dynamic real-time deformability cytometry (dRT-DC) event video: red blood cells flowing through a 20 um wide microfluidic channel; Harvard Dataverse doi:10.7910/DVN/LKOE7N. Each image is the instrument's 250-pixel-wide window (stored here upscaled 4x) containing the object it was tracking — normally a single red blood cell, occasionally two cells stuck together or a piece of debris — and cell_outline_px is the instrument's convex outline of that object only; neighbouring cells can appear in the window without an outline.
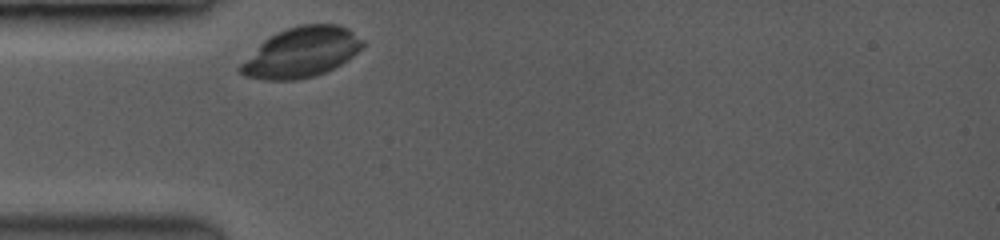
{"species": "common noctule bat (a hibernating species)", "species_latin": "Nyctalus noctula", "temperature_condition": "room temperature", "stored_images_in_passage": 29, "camera_frame_rate_fps": 3500, "um_per_image_px": 0.085, "animal": {"sex": "female", "body_mass_g": 19.0, "forearm_length_mm": 53.3}, "frame": {"image": 1, "passage_image": 1, "time_ms": 0.0, "image_size_px": [1000, 240], "cell_outline_px": [[368, 44], [352, 56], [340, 64], [324, 72], [312, 76], [296, 80], [264, 80], [244, 76], [236, 68], [264, 40], [276, 32], [300, 24], [336, 24], [348, 28], [364, 40]], "centroid_in_image_um": [25.63, 4.44], "position_along_channel_um": 59.4, "area_um2": 35.66}}